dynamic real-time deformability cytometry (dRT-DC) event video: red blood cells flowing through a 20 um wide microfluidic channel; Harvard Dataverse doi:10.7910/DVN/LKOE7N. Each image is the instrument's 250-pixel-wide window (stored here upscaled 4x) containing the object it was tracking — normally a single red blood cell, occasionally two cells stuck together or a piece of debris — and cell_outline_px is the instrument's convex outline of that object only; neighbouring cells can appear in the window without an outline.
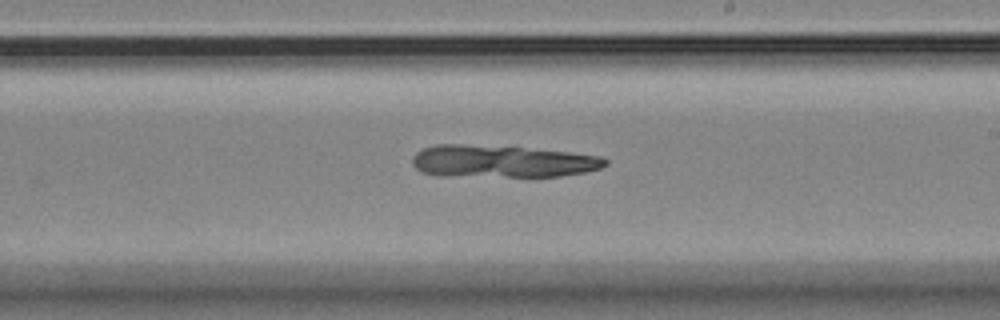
{"species": "Egyptian fruit bat (a non-hibernating species)", "species_latin": "Rousettus aegyptiacus", "temperature_condition": "room temperature", "stored_images_in_passage": 37, "camera_frame_rate_fps": 3000, "um_per_image_px": 0.085, "animal": {"sex": "female"}, "frame": {"image": 1, "passage_image": 21, "time_ms": 6.667, "image_size_px": [1000, 320], "cell_outline_px": [[608, 164], [600, 168], [584, 172], [560, 176], [444, 176], [424, 172], [416, 168], [412, 164], [412, 156], [416, 152], [424, 148], [436, 144], [464, 144], [520, 148], [568, 152], [600, 156], [608, 160]], "centroid_in_image_um": [42.64, 13.72], "position_along_channel_um": 246.4, "area_um2": 35.95}}